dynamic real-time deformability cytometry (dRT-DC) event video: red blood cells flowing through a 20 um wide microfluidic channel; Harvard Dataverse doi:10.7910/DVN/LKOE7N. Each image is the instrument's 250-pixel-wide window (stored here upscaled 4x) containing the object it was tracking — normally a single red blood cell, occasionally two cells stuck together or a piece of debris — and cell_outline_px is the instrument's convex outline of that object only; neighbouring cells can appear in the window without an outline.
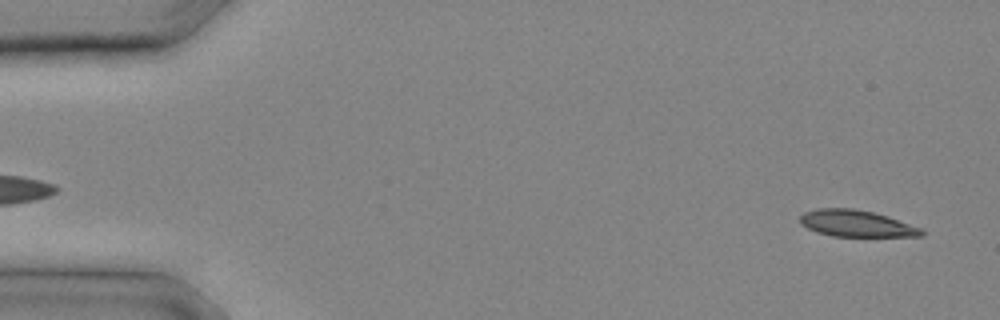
{"species": "common noctule bat (a hibernating species)", "species_latin": "Nyctalus noctula", "temperature_condition": "cold", "stored_images_in_passage": 8, "camera_frame_rate_fps": 3000, "um_per_image_px": 0.085, "animal": {"sex": "male", "body_mass_g": 20.4}, "frame": {"image": 1, "passage_image": 1, "time_ms": 0.0, "image_size_px": [1000, 320], "cell_outline_px": [[924, 236], [832, 236], [816, 232], [800, 224], [800, 216], [804, 212], [816, 208], [852, 208], [872, 212], [888, 216], [920, 228], [924, 232]], "centroid_in_image_um": [72.75, 18.99], "position_along_channel_um": 12.3, "area_um2": 18.73}}